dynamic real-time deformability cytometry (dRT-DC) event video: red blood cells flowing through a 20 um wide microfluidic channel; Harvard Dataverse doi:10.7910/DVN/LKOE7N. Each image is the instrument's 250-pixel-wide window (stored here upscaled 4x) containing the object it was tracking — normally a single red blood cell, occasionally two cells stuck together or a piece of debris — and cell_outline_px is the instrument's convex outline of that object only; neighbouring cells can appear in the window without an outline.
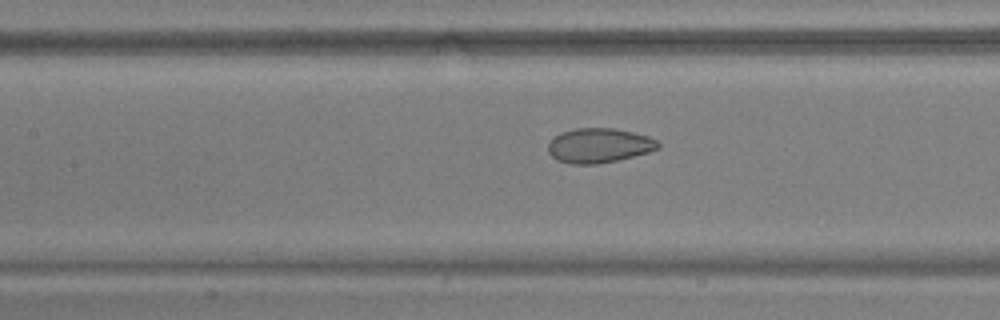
{"species": "common noctule bat (a hibernating species)", "species_latin": "Nyctalus noctula", "temperature_condition": "warm", "stored_images_in_passage": 52, "camera_frame_rate_fps": 3000, "um_per_image_px": 0.085, "animal": {"sex": "male", "body_mass_g": 17.9, "forearm_length_mm": 54.2}, "frame": {"image": 1, "passage_image": 23, "time_ms": 7.333, "image_size_px": [1000, 320], "cell_outline_px": [[660, 148], [648, 152], [616, 160], [596, 164], [568, 164], [556, 160], [548, 152], [548, 144], [560, 132], [576, 128], [612, 128], [632, 132], [648, 136], [656, 140], [660, 144]], "centroid_in_image_um": [50.9, 12.37], "position_along_channel_um": 156.5, "area_um2": 22.08}}
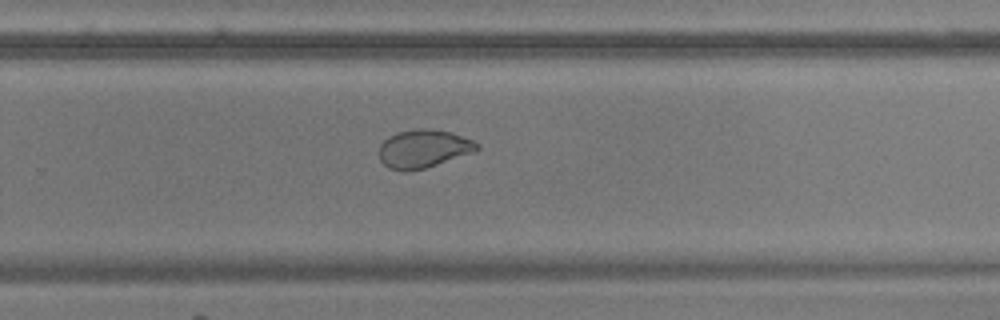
{"frame": {"image": 2, "passage_image": 34, "time_ms": 11.0, "image_size_px": [1000, 320], "cell_outline_px": [[480, 148], [472, 152], [424, 168], [404, 172], [388, 168], [380, 160], [380, 144], [388, 136], [400, 132], [420, 128], [428, 128], [452, 132], [472, 140], [480, 144]], "centroid_in_image_um": [35.98, 12.63], "position_along_channel_um": 293.8, "area_um2": 21.56}}
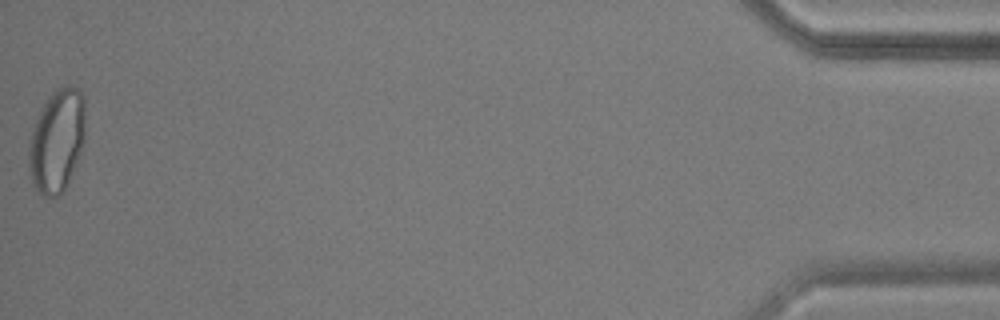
{"frame": {"image": 3, "passage_image": 52, "time_ms": 17.0, "image_size_px": [1000, 320], "cell_outline_px": [[84, 140], [76, 164], [60, 196], [44, 196], [32, 184], [28, 164], [28, 144], [32, 128], [40, 108], [48, 96], [56, 88], [76, 88], [84, 96]], "centroid_in_image_um": [4.8, 11.96], "position_along_channel_um": 430.4, "area_um2": 33.76}, "authors_computed_cell_mechanics": {"area_um2": 26.1256, "velocity_mm_per_s": 3.7567, "shape_relaxation_time_tau1_ms": 4.5374, "shape_relaxation_time_tau2_ms": 0.8681, "deformation_change_tau1": 0.1267, "deformation_change_tau2": 0.0402}}